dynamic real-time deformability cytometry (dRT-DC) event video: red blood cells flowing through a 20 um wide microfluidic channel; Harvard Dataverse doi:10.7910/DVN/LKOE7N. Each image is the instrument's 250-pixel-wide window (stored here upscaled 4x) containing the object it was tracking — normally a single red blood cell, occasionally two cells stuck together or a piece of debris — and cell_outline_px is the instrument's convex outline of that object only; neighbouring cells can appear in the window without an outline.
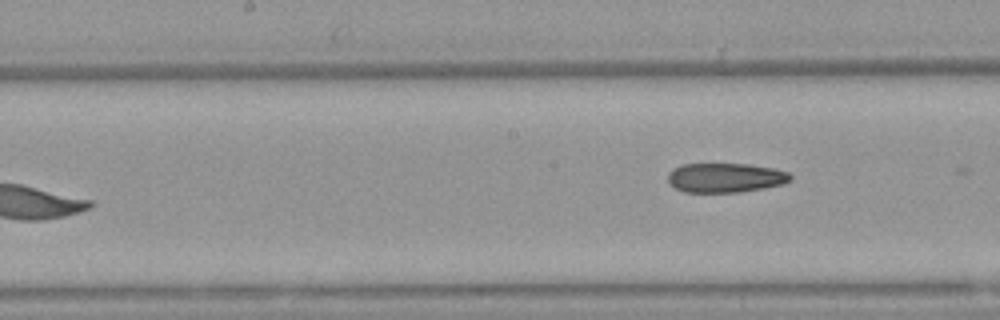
{"species": "Egyptian fruit bat (a non-hibernating species)", "species_latin": "Rousettus aegyptiacus", "temperature_condition": "warm", "stored_images_in_passage": 6, "camera_frame_rate_fps": 3000, "um_per_image_px": 0.085, "animal": {"sex": "female"}, "frame": {"image": 1, "passage_image": 6, "time_ms": 1.667, "image_size_px": [1000, 320], "cell_outline_px": [[792, 180], [784, 184], [764, 188], [740, 192], [684, 192], [668, 184], [668, 172], [672, 168], [680, 164], [748, 164], [776, 168], [788, 172], [792, 176]], "centroid_in_image_um": [61.66, 15.1], "position_along_channel_um": 186.5, "area_um2": 21.33}}